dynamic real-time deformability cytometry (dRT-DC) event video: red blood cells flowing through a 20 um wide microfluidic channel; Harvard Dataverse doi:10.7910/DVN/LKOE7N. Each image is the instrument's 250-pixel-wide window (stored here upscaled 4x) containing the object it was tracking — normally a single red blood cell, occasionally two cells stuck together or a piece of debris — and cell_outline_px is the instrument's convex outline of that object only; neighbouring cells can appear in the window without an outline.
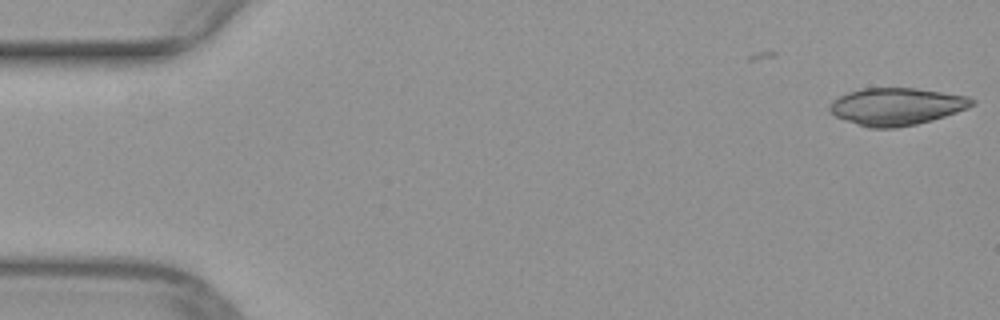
{"species": "common noctule bat (a hibernating species)", "species_latin": "Nyctalus noctula", "temperature_condition": "warm", "stored_images_in_passage": 6, "camera_frame_rate_fps": 3000, "um_per_image_px": 0.085, "animal": {"sex": "female", "body_mass_g": 29.2, "forearm_length_mm": 56.3}, "frame": {"image": 1, "passage_image": 6, "time_ms": 1.667, "image_size_px": [1000, 320], "cell_outline_px": [[976, 104], [968, 108], [932, 120], [916, 124], [896, 128], [868, 128], [856, 124], [836, 116], [828, 108], [832, 100], [848, 92], [860, 88], [916, 88], [968, 96], [976, 100]], "centroid_in_image_um": [76.22, 9.05], "position_along_channel_um": 8.8, "area_um2": 30.98}}